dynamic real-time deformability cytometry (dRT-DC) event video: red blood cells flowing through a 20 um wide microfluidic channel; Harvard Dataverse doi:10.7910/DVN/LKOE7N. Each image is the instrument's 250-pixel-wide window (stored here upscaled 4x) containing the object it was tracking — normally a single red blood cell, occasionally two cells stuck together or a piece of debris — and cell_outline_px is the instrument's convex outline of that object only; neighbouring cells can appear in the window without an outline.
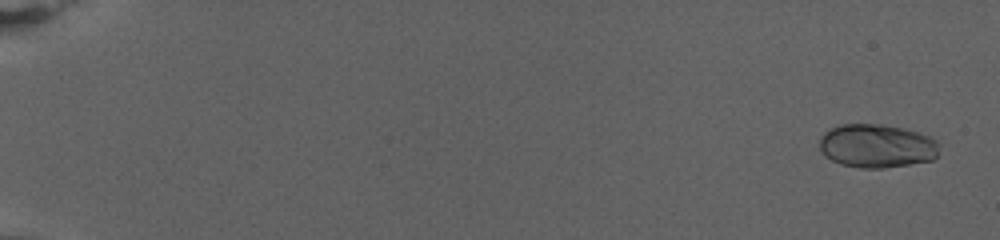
{"species": "human", "species_latin": "Homo sapiens", "temperature_condition": "warm", "stored_images_in_passage": 84, "camera_frame_rate_fps": 3000, "um_per_image_px": 0.085, "donor": {"sex": "female"}, "frame": {"image": 1, "passage_image": 4, "time_ms": 1.0, "image_size_px": [1000, 240], "cell_outline_px": [[936, 156], [932, 160], [884, 168], [860, 168], [840, 164], [832, 160], [820, 148], [820, 136], [828, 128], [840, 124], [880, 124], [904, 128], [920, 132], [936, 140]], "centroid_in_image_um": [74.49, 12.39], "position_along_channel_um": 10.5, "area_um2": 30.29}}
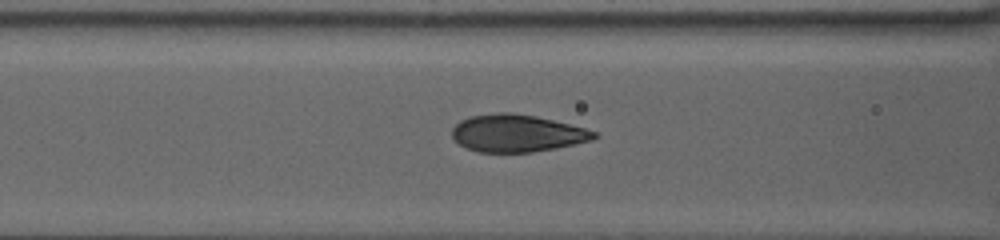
{"frame": {"image": 2, "passage_image": 39, "time_ms": 12.667, "image_size_px": [1000, 240], "cell_outline_px": [[600, 136], [592, 140], [576, 144], [556, 148], [532, 152], [480, 152], [468, 148], [460, 144], [452, 136], [452, 128], [460, 120], [468, 116], [500, 112], [512, 112], [536, 116], [584, 128], [596, 132]], "centroid_in_image_um": [43.95, 11.32], "position_along_channel_um": 122.7, "area_um2": 30.87}}
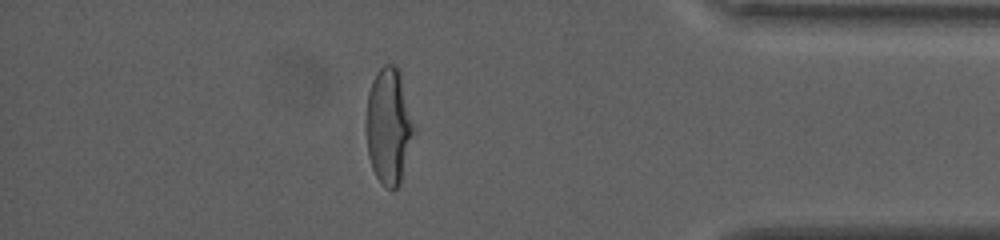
{"frame": {"image": 3, "passage_image": 74, "time_ms": 24.333, "image_size_px": [1000, 240], "cell_outline_px": [[412, 132], [400, 184], [396, 188], [388, 188], [380, 184], [372, 168], [368, 156], [364, 128], [368, 92], [372, 80], [376, 72], [384, 64], [392, 64], [400, 68], [412, 124]], "centroid_in_image_um": [32.96, 10.68], "position_along_channel_um": 402.2, "area_um2": 32.02}, "authors_computed_cell_mechanics": {"area_um2": 30.5184, "velocity_mm_per_s": 2.6204, "shape_relaxation_time_tau1_ms": 7.17, "shape_relaxation_time_tau2_ms": null, "deformation_change_tau1": 0.2481, "deformation_change_tau2": null}}